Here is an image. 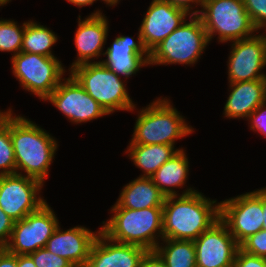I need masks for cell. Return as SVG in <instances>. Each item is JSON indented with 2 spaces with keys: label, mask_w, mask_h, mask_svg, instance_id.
I'll use <instances>...</instances> for the list:
<instances>
[{
  "label": "cell",
  "mask_w": 266,
  "mask_h": 267,
  "mask_svg": "<svg viewBox=\"0 0 266 267\" xmlns=\"http://www.w3.org/2000/svg\"><path fill=\"white\" fill-rule=\"evenodd\" d=\"M190 16L186 10L165 0H152L139 27L145 48L150 53Z\"/></svg>",
  "instance_id": "9a60e30c"
},
{
  "label": "cell",
  "mask_w": 266,
  "mask_h": 267,
  "mask_svg": "<svg viewBox=\"0 0 266 267\" xmlns=\"http://www.w3.org/2000/svg\"><path fill=\"white\" fill-rule=\"evenodd\" d=\"M54 213L46 201L36 211L15 221L5 249L16 255H26L46 247L47 241L59 225Z\"/></svg>",
  "instance_id": "9c48e42d"
},
{
  "label": "cell",
  "mask_w": 266,
  "mask_h": 267,
  "mask_svg": "<svg viewBox=\"0 0 266 267\" xmlns=\"http://www.w3.org/2000/svg\"><path fill=\"white\" fill-rule=\"evenodd\" d=\"M240 249L247 254L266 258V230L250 235L240 244Z\"/></svg>",
  "instance_id": "f1b7e54d"
},
{
  "label": "cell",
  "mask_w": 266,
  "mask_h": 267,
  "mask_svg": "<svg viewBox=\"0 0 266 267\" xmlns=\"http://www.w3.org/2000/svg\"><path fill=\"white\" fill-rule=\"evenodd\" d=\"M97 0H67V2H70L71 4H74L75 6H78V8H81L83 6L92 5ZM104 1L107 5H109L105 0Z\"/></svg>",
  "instance_id": "74e56055"
},
{
  "label": "cell",
  "mask_w": 266,
  "mask_h": 267,
  "mask_svg": "<svg viewBox=\"0 0 266 267\" xmlns=\"http://www.w3.org/2000/svg\"><path fill=\"white\" fill-rule=\"evenodd\" d=\"M109 6H115L116 4H118V2H120L119 0H105Z\"/></svg>",
  "instance_id": "ab89813d"
},
{
  "label": "cell",
  "mask_w": 266,
  "mask_h": 267,
  "mask_svg": "<svg viewBox=\"0 0 266 267\" xmlns=\"http://www.w3.org/2000/svg\"><path fill=\"white\" fill-rule=\"evenodd\" d=\"M111 213L112 217L100 227L110 239L146 250H155L158 240H163V207L142 210L112 207Z\"/></svg>",
  "instance_id": "3957f363"
},
{
  "label": "cell",
  "mask_w": 266,
  "mask_h": 267,
  "mask_svg": "<svg viewBox=\"0 0 266 267\" xmlns=\"http://www.w3.org/2000/svg\"><path fill=\"white\" fill-rule=\"evenodd\" d=\"M10 109V137L16 160V174L34 178L44 185L58 142L49 132ZM21 170V172H19Z\"/></svg>",
  "instance_id": "7a4b0ae2"
},
{
  "label": "cell",
  "mask_w": 266,
  "mask_h": 267,
  "mask_svg": "<svg viewBox=\"0 0 266 267\" xmlns=\"http://www.w3.org/2000/svg\"><path fill=\"white\" fill-rule=\"evenodd\" d=\"M151 52L148 65H194L209 44L206 30L198 15H190Z\"/></svg>",
  "instance_id": "52a82bcc"
},
{
  "label": "cell",
  "mask_w": 266,
  "mask_h": 267,
  "mask_svg": "<svg viewBox=\"0 0 266 267\" xmlns=\"http://www.w3.org/2000/svg\"><path fill=\"white\" fill-rule=\"evenodd\" d=\"M57 40V35L52 30L30 20L25 24L21 52L56 57L51 49Z\"/></svg>",
  "instance_id": "d4e9b609"
},
{
  "label": "cell",
  "mask_w": 266,
  "mask_h": 267,
  "mask_svg": "<svg viewBox=\"0 0 266 267\" xmlns=\"http://www.w3.org/2000/svg\"><path fill=\"white\" fill-rule=\"evenodd\" d=\"M232 267H266V258L247 254L239 248Z\"/></svg>",
  "instance_id": "1f68e13d"
},
{
  "label": "cell",
  "mask_w": 266,
  "mask_h": 267,
  "mask_svg": "<svg viewBox=\"0 0 266 267\" xmlns=\"http://www.w3.org/2000/svg\"><path fill=\"white\" fill-rule=\"evenodd\" d=\"M8 2L6 0H0V6H4L5 4H7Z\"/></svg>",
  "instance_id": "60d3db41"
},
{
  "label": "cell",
  "mask_w": 266,
  "mask_h": 267,
  "mask_svg": "<svg viewBox=\"0 0 266 267\" xmlns=\"http://www.w3.org/2000/svg\"><path fill=\"white\" fill-rule=\"evenodd\" d=\"M0 267H17V255L0 248Z\"/></svg>",
  "instance_id": "d590c367"
},
{
  "label": "cell",
  "mask_w": 266,
  "mask_h": 267,
  "mask_svg": "<svg viewBox=\"0 0 266 267\" xmlns=\"http://www.w3.org/2000/svg\"><path fill=\"white\" fill-rule=\"evenodd\" d=\"M17 24L14 20H0V51L13 53L12 57L21 52L26 22L20 27Z\"/></svg>",
  "instance_id": "4316f807"
},
{
  "label": "cell",
  "mask_w": 266,
  "mask_h": 267,
  "mask_svg": "<svg viewBox=\"0 0 266 267\" xmlns=\"http://www.w3.org/2000/svg\"><path fill=\"white\" fill-rule=\"evenodd\" d=\"M189 174V161L186 153L180 150L165 162L151 177L154 184L167 196H179L174 188L185 186Z\"/></svg>",
  "instance_id": "603a6c76"
},
{
  "label": "cell",
  "mask_w": 266,
  "mask_h": 267,
  "mask_svg": "<svg viewBox=\"0 0 266 267\" xmlns=\"http://www.w3.org/2000/svg\"><path fill=\"white\" fill-rule=\"evenodd\" d=\"M93 232L84 226H74L63 231L58 225L46 244V248L58 256L66 258L75 267H85L91 246L99 231Z\"/></svg>",
  "instance_id": "ac0fdd59"
},
{
  "label": "cell",
  "mask_w": 266,
  "mask_h": 267,
  "mask_svg": "<svg viewBox=\"0 0 266 267\" xmlns=\"http://www.w3.org/2000/svg\"><path fill=\"white\" fill-rule=\"evenodd\" d=\"M250 130L261 133L266 137V101L263 102L247 119Z\"/></svg>",
  "instance_id": "4dcf8cb0"
},
{
  "label": "cell",
  "mask_w": 266,
  "mask_h": 267,
  "mask_svg": "<svg viewBox=\"0 0 266 267\" xmlns=\"http://www.w3.org/2000/svg\"><path fill=\"white\" fill-rule=\"evenodd\" d=\"M44 101H50L65 117L76 124L109 115L71 74L64 78Z\"/></svg>",
  "instance_id": "7c38bea8"
},
{
  "label": "cell",
  "mask_w": 266,
  "mask_h": 267,
  "mask_svg": "<svg viewBox=\"0 0 266 267\" xmlns=\"http://www.w3.org/2000/svg\"><path fill=\"white\" fill-rule=\"evenodd\" d=\"M264 33L231 42L228 59V82L266 79V41Z\"/></svg>",
  "instance_id": "4fadbf2b"
},
{
  "label": "cell",
  "mask_w": 266,
  "mask_h": 267,
  "mask_svg": "<svg viewBox=\"0 0 266 267\" xmlns=\"http://www.w3.org/2000/svg\"><path fill=\"white\" fill-rule=\"evenodd\" d=\"M220 219V202L194 188L167 196L163 204V239L194 241Z\"/></svg>",
  "instance_id": "6da1fadb"
},
{
  "label": "cell",
  "mask_w": 266,
  "mask_h": 267,
  "mask_svg": "<svg viewBox=\"0 0 266 267\" xmlns=\"http://www.w3.org/2000/svg\"><path fill=\"white\" fill-rule=\"evenodd\" d=\"M139 267H166V264L155 250H147Z\"/></svg>",
  "instance_id": "836d02e7"
},
{
  "label": "cell",
  "mask_w": 266,
  "mask_h": 267,
  "mask_svg": "<svg viewBox=\"0 0 266 267\" xmlns=\"http://www.w3.org/2000/svg\"><path fill=\"white\" fill-rule=\"evenodd\" d=\"M161 241L163 243H159L155 251L164 260L166 267H197L196 249L193 241L173 239Z\"/></svg>",
  "instance_id": "cb8c5ba5"
},
{
  "label": "cell",
  "mask_w": 266,
  "mask_h": 267,
  "mask_svg": "<svg viewBox=\"0 0 266 267\" xmlns=\"http://www.w3.org/2000/svg\"><path fill=\"white\" fill-rule=\"evenodd\" d=\"M17 267H37L29 254L17 255Z\"/></svg>",
  "instance_id": "8d00e7d4"
},
{
  "label": "cell",
  "mask_w": 266,
  "mask_h": 267,
  "mask_svg": "<svg viewBox=\"0 0 266 267\" xmlns=\"http://www.w3.org/2000/svg\"><path fill=\"white\" fill-rule=\"evenodd\" d=\"M183 148L165 144H130L127 147L128 156L137 168L144 174L140 177H152V175L168 160L175 156Z\"/></svg>",
  "instance_id": "7402d4cb"
},
{
  "label": "cell",
  "mask_w": 266,
  "mask_h": 267,
  "mask_svg": "<svg viewBox=\"0 0 266 267\" xmlns=\"http://www.w3.org/2000/svg\"><path fill=\"white\" fill-rule=\"evenodd\" d=\"M197 267H232L240 245L219 219L194 241Z\"/></svg>",
  "instance_id": "5bb4252c"
},
{
  "label": "cell",
  "mask_w": 266,
  "mask_h": 267,
  "mask_svg": "<svg viewBox=\"0 0 266 267\" xmlns=\"http://www.w3.org/2000/svg\"><path fill=\"white\" fill-rule=\"evenodd\" d=\"M101 10L94 11L83 21L78 17V28L75 32V48L77 59L72 63L69 71L75 66L90 63L93 58L103 55V47L106 44L109 21ZM91 59V60H90Z\"/></svg>",
  "instance_id": "e0dca14e"
},
{
  "label": "cell",
  "mask_w": 266,
  "mask_h": 267,
  "mask_svg": "<svg viewBox=\"0 0 266 267\" xmlns=\"http://www.w3.org/2000/svg\"><path fill=\"white\" fill-rule=\"evenodd\" d=\"M146 251L138 245L116 242L100 230L85 267H139Z\"/></svg>",
  "instance_id": "d6986e66"
},
{
  "label": "cell",
  "mask_w": 266,
  "mask_h": 267,
  "mask_svg": "<svg viewBox=\"0 0 266 267\" xmlns=\"http://www.w3.org/2000/svg\"><path fill=\"white\" fill-rule=\"evenodd\" d=\"M37 267H75L66 258L51 253L46 247L29 254Z\"/></svg>",
  "instance_id": "83f0119b"
},
{
  "label": "cell",
  "mask_w": 266,
  "mask_h": 267,
  "mask_svg": "<svg viewBox=\"0 0 266 267\" xmlns=\"http://www.w3.org/2000/svg\"><path fill=\"white\" fill-rule=\"evenodd\" d=\"M159 97L140 109L129 144L173 145L177 139L190 135L194 129L168 98Z\"/></svg>",
  "instance_id": "277c9868"
},
{
  "label": "cell",
  "mask_w": 266,
  "mask_h": 267,
  "mask_svg": "<svg viewBox=\"0 0 266 267\" xmlns=\"http://www.w3.org/2000/svg\"><path fill=\"white\" fill-rule=\"evenodd\" d=\"M245 10L257 30L266 28V0H243Z\"/></svg>",
  "instance_id": "f546056e"
},
{
  "label": "cell",
  "mask_w": 266,
  "mask_h": 267,
  "mask_svg": "<svg viewBox=\"0 0 266 267\" xmlns=\"http://www.w3.org/2000/svg\"><path fill=\"white\" fill-rule=\"evenodd\" d=\"M220 219L240 245L262 230V188L220 201Z\"/></svg>",
  "instance_id": "30bf717a"
},
{
  "label": "cell",
  "mask_w": 266,
  "mask_h": 267,
  "mask_svg": "<svg viewBox=\"0 0 266 267\" xmlns=\"http://www.w3.org/2000/svg\"><path fill=\"white\" fill-rule=\"evenodd\" d=\"M202 10H193L198 15L210 41L218 34V42H233L254 36V27L245 10L243 0H205Z\"/></svg>",
  "instance_id": "5b68a950"
},
{
  "label": "cell",
  "mask_w": 266,
  "mask_h": 267,
  "mask_svg": "<svg viewBox=\"0 0 266 267\" xmlns=\"http://www.w3.org/2000/svg\"><path fill=\"white\" fill-rule=\"evenodd\" d=\"M16 174V160L10 137V108L0 110V176Z\"/></svg>",
  "instance_id": "484cf974"
},
{
  "label": "cell",
  "mask_w": 266,
  "mask_h": 267,
  "mask_svg": "<svg viewBox=\"0 0 266 267\" xmlns=\"http://www.w3.org/2000/svg\"><path fill=\"white\" fill-rule=\"evenodd\" d=\"M262 208H263V219H264L262 229L266 230V187L262 188Z\"/></svg>",
  "instance_id": "f35d334b"
},
{
  "label": "cell",
  "mask_w": 266,
  "mask_h": 267,
  "mask_svg": "<svg viewBox=\"0 0 266 267\" xmlns=\"http://www.w3.org/2000/svg\"><path fill=\"white\" fill-rule=\"evenodd\" d=\"M165 195L154 184L151 177H137L125 185L113 207L142 210L163 207Z\"/></svg>",
  "instance_id": "44dd1931"
},
{
  "label": "cell",
  "mask_w": 266,
  "mask_h": 267,
  "mask_svg": "<svg viewBox=\"0 0 266 267\" xmlns=\"http://www.w3.org/2000/svg\"><path fill=\"white\" fill-rule=\"evenodd\" d=\"M264 31H266V28H265V30H264ZM263 36H264V38H265V41H266V34H264Z\"/></svg>",
  "instance_id": "b9f144b4"
},
{
  "label": "cell",
  "mask_w": 266,
  "mask_h": 267,
  "mask_svg": "<svg viewBox=\"0 0 266 267\" xmlns=\"http://www.w3.org/2000/svg\"><path fill=\"white\" fill-rule=\"evenodd\" d=\"M230 94L224 106L227 118H246L266 101V79L229 83Z\"/></svg>",
  "instance_id": "ffe728a7"
},
{
  "label": "cell",
  "mask_w": 266,
  "mask_h": 267,
  "mask_svg": "<svg viewBox=\"0 0 266 267\" xmlns=\"http://www.w3.org/2000/svg\"><path fill=\"white\" fill-rule=\"evenodd\" d=\"M12 72L23 89L43 101L64 79L65 67L57 57L19 52L11 57Z\"/></svg>",
  "instance_id": "ba28073f"
},
{
  "label": "cell",
  "mask_w": 266,
  "mask_h": 267,
  "mask_svg": "<svg viewBox=\"0 0 266 267\" xmlns=\"http://www.w3.org/2000/svg\"><path fill=\"white\" fill-rule=\"evenodd\" d=\"M172 4L173 6L179 7L181 9L186 10L189 14H191V10L193 9V6H200L203 8L204 1L205 0H165ZM195 5H191V4Z\"/></svg>",
  "instance_id": "e575fe53"
},
{
  "label": "cell",
  "mask_w": 266,
  "mask_h": 267,
  "mask_svg": "<svg viewBox=\"0 0 266 267\" xmlns=\"http://www.w3.org/2000/svg\"><path fill=\"white\" fill-rule=\"evenodd\" d=\"M14 226V221L0 208V248H5Z\"/></svg>",
  "instance_id": "d6a6232c"
},
{
  "label": "cell",
  "mask_w": 266,
  "mask_h": 267,
  "mask_svg": "<svg viewBox=\"0 0 266 267\" xmlns=\"http://www.w3.org/2000/svg\"><path fill=\"white\" fill-rule=\"evenodd\" d=\"M43 184L19 174L0 176V208L14 222L22 220L46 202L39 193Z\"/></svg>",
  "instance_id": "8fae6325"
},
{
  "label": "cell",
  "mask_w": 266,
  "mask_h": 267,
  "mask_svg": "<svg viewBox=\"0 0 266 267\" xmlns=\"http://www.w3.org/2000/svg\"><path fill=\"white\" fill-rule=\"evenodd\" d=\"M137 41L133 37L119 35L106 49L107 59L101 62L118 76L126 80L136 74L142 66H148L150 53L145 48L140 30Z\"/></svg>",
  "instance_id": "2e32d148"
},
{
  "label": "cell",
  "mask_w": 266,
  "mask_h": 267,
  "mask_svg": "<svg viewBox=\"0 0 266 267\" xmlns=\"http://www.w3.org/2000/svg\"><path fill=\"white\" fill-rule=\"evenodd\" d=\"M70 74L84 90L97 101L108 114L118 111H133L135 104L130 98L124 80L101 61L75 66Z\"/></svg>",
  "instance_id": "8992f818"
}]
</instances>
